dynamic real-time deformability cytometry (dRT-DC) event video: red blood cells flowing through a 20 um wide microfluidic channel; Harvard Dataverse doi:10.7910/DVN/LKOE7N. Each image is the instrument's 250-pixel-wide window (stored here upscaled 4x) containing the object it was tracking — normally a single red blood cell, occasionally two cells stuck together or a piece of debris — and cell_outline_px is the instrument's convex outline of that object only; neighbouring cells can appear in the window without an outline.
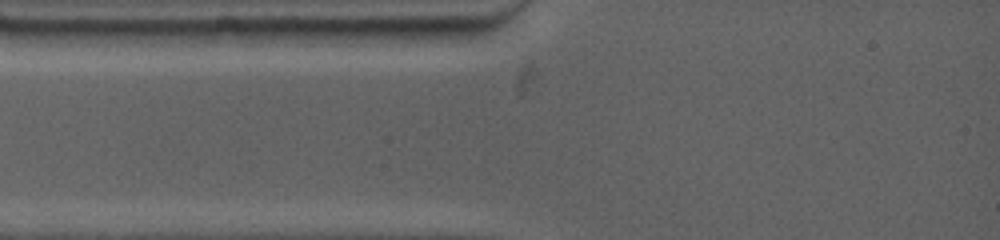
{"species": "common noctule bat (a hibernating species)", "species_latin": "Nyctalus noctula", "temperature_condition": "warm", "stored_images_in_passage": 2, "camera_frame_rate_fps": 4500, "um_per_image_px": 0.085, "animal": {"sex": "female", "body_mass_g": 19.0, "forearm_length_mm": 53.3}, "frame": {"image": 1, "passage_image": 1, "time_ms": 0.0, "image_size_px": [1000, 240], "cell_outline_px": [[332, 28], [320, 44], [296, 48], [244, 48], [208, 44], [192, 32], [216, 28]], "centroid_in_image_um": [22.43, 3.17], "position_along_channel_um": 62.6, "area_um2": 16.82}}